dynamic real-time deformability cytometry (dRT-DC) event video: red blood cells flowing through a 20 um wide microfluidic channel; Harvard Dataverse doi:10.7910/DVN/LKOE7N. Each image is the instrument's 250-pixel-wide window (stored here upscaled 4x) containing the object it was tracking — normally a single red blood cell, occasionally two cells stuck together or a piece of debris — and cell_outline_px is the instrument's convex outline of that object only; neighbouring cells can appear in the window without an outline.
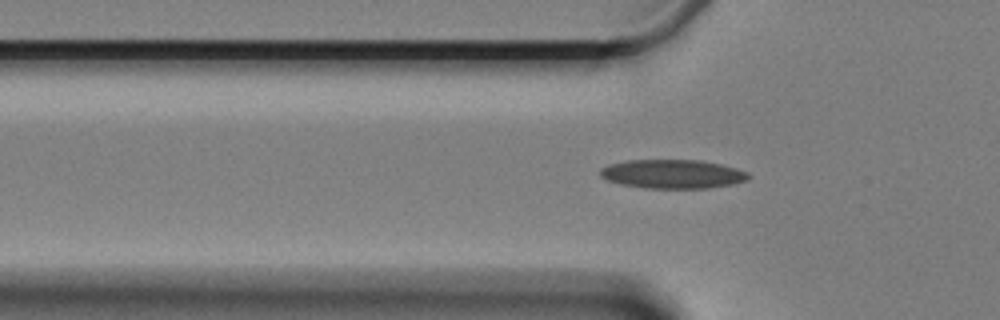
{"species": "Egyptian fruit bat (a non-hibernating species)", "species_latin": "Rousettus aegyptiacus", "temperature_condition": "cold", "stored_images_in_passage": 47, "camera_frame_rate_fps": 3000, "um_per_image_px": 0.085, "animal": {"sex": "female"}, "frame": {"image": 1, "passage_image": 5, "time_ms": 1.333, "image_size_px": [1000, 320], "cell_outline_px": [[752, 176], [748, 180], [732, 184], [708, 188], [644, 188], [620, 184], [608, 180], [600, 176], [600, 168], [608, 164], [628, 160], [700, 160], [720, 164], [736, 168], [748, 172]], "centroid_in_image_um": [57.17, 14.79], "position_along_channel_um": 68.6, "area_um2": 25.09}}
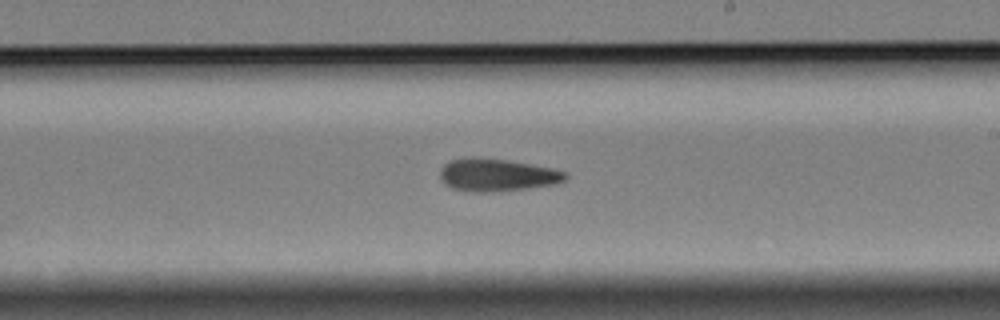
{"frame": {"image": 2, "passage_image": 21, "time_ms": 6.667, "image_size_px": [1000, 320], "cell_outline_px": [[568, 176], [564, 180], [556, 184], [528, 188], [488, 192], [468, 192], [452, 188], [440, 176], [440, 168], [448, 160], [464, 156], [480, 156], [508, 160], [552, 168], [568, 172]], "centroid_in_image_um": [42.23, 14.84], "position_along_channel_um": 246.8, "area_um2": 24.16}}
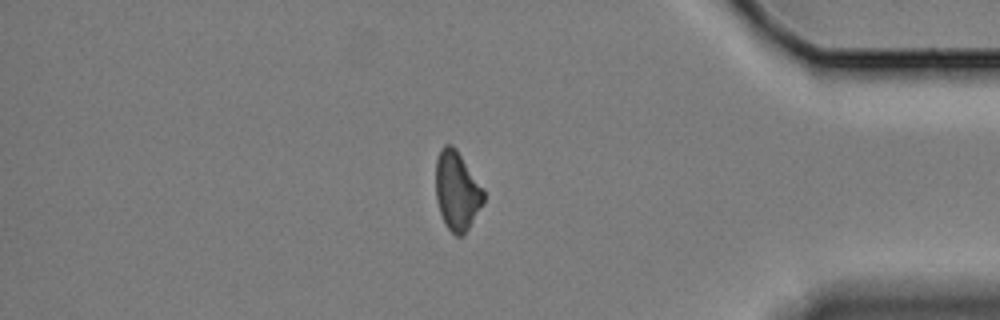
{"frame": {"image": 3, "passage_image": 37, "time_ms": 12.0, "image_size_px": [1000, 320], "cell_outline_px": [[484, 204], [464, 236], [456, 236], [448, 228], [440, 212], [436, 200], [436, 160], [440, 148], [444, 144], [452, 144], [456, 148], [484, 188]], "centroid_in_image_um": [38.86, 16.21], "position_along_channel_um": 396.3, "area_um2": 22.31}}